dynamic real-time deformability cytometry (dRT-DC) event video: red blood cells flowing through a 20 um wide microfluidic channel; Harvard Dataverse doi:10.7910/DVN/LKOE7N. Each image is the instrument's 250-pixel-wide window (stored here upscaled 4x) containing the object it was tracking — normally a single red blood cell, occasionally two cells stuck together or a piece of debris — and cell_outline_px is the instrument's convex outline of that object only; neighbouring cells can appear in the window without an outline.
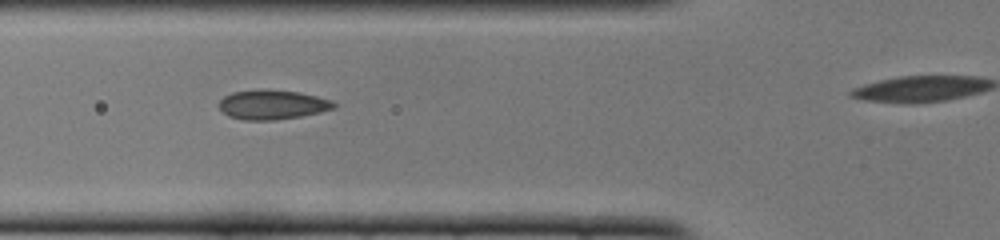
{"species": "common noctule bat (a hibernating species)", "species_latin": "Nyctalus noctula", "temperature_condition": "cold", "stored_images_in_passage": 21, "camera_frame_rate_fps": 3000, "um_per_image_px": 0.085, "animal": {"sex": "female", "body_mass_g": 22.0, "forearm_length_mm": 56.7}, "frame": {"image": 1, "passage_image": 4, "time_ms": 1.0, "image_size_px": [1000, 240], "cell_outline_px": [[336, 108], [320, 112], [300, 116], [276, 120], [244, 120], [228, 116], [220, 108], [220, 100], [224, 96], [232, 92], [300, 92], [332, 100], [336, 104]], "centroid_in_image_um": [23.19, 8.94], "position_along_channel_um": 102.6, "area_um2": 18.9}}
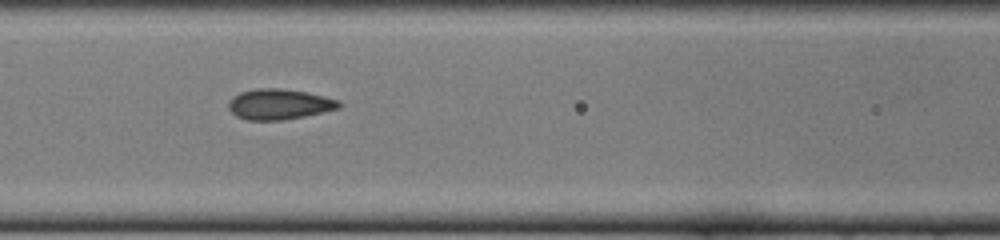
{"frame": {"image": 2, "passage_image": 7, "time_ms": 2.0, "image_size_px": [1000, 240], "cell_outline_px": [[344, 104], [340, 108], [304, 116], [280, 120], [248, 120], [236, 116], [228, 108], [228, 100], [232, 96], [240, 92], [256, 88], [280, 88], [308, 92], [340, 100]], "centroid_in_image_um": [23.74, 8.85], "position_along_channel_um": 142.9, "area_um2": 19.83}}